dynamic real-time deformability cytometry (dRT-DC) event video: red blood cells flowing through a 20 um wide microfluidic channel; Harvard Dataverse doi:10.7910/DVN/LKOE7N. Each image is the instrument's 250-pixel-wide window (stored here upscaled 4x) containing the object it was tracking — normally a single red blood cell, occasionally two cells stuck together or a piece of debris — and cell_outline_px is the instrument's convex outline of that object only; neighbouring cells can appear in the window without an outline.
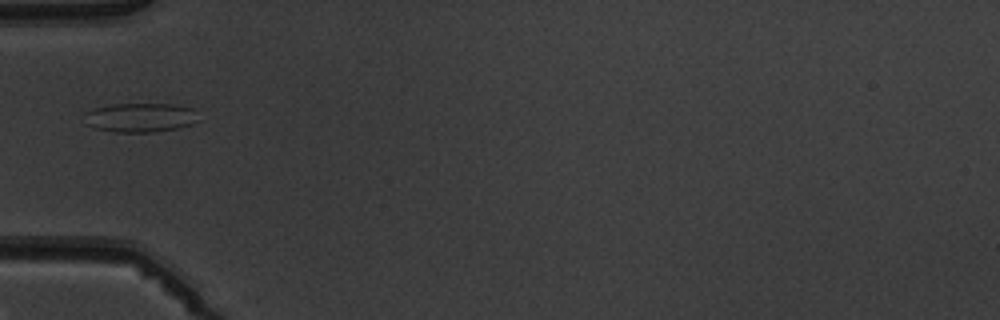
{"species": "common noctule bat (a hibernating species)", "species_latin": "Nyctalus noctula", "temperature_condition": "warm", "stored_images_in_passage": 6, "camera_frame_rate_fps": 3000, "um_per_image_px": 0.085, "animal": {"sex": "male", "body_mass_g": 19.5, "forearm_length_mm": 54.6}, "frame": {"image": 1, "passage_image": 5, "time_ms": 4.667, "image_size_px": [1000, 320], "cell_outline_px": [[200, 120], [192, 124], [180, 128], [156, 132], [112, 132], [92, 128], [84, 124], [84, 112], [92, 108], [112, 104], [172, 104], [192, 108]], "centroid_in_image_um": [11.87, 10.0], "position_along_channel_um": 73.1, "area_um2": 19.88}}
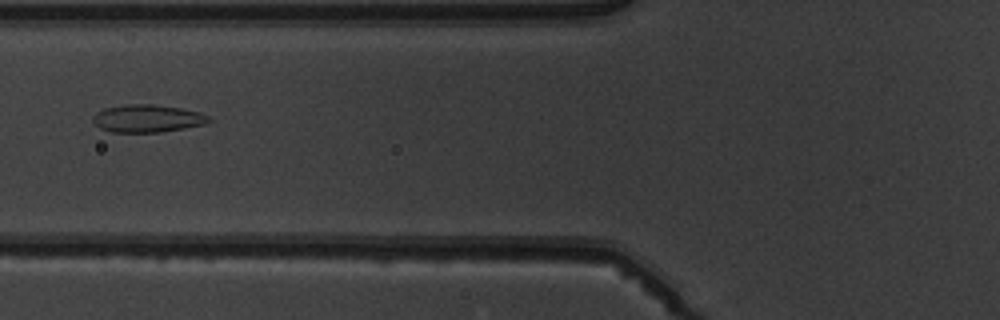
{"frame": {"image": 2, "passage_image": 6, "time_ms": 5.667, "image_size_px": [1000, 320], "cell_outline_px": [[212, 120], [204, 124], [184, 128], [160, 132], [112, 132], [100, 128], [92, 120], [92, 116], [96, 112], [104, 108], [124, 104], [156, 104], [180, 108], [200, 112], [208, 116]], "centroid_in_image_um": [12.51, 10.06], "position_along_channel_um": 113.3, "area_um2": 18.73}}